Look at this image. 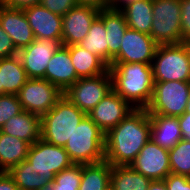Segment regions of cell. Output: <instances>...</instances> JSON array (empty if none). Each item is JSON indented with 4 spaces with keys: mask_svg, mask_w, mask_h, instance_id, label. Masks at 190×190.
<instances>
[{
    "mask_svg": "<svg viewBox=\"0 0 190 190\" xmlns=\"http://www.w3.org/2000/svg\"><path fill=\"white\" fill-rule=\"evenodd\" d=\"M151 124L146 109H134L105 134V160L111 166H128L150 140Z\"/></svg>",
    "mask_w": 190,
    "mask_h": 190,
    "instance_id": "obj_1",
    "label": "cell"
},
{
    "mask_svg": "<svg viewBox=\"0 0 190 190\" xmlns=\"http://www.w3.org/2000/svg\"><path fill=\"white\" fill-rule=\"evenodd\" d=\"M112 88L134 109H146L154 90L152 65L146 63H112L109 66Z\"/></svg>",
    "mask_w": 190,
    "mask_h": 190,
    "instance_id": "obj_2",
    "label": "cell"
},
{
    "mask_svg": "<svg viewBox=\"0 0 190 190\" xmlns=\"http://www.w3.org/2000/svg\"><path fill=\"white\" fill-rule=\"evenodd\" d=\"M86 115L63 95L54 107L41 116V139L64 147Z\"/></svg>",
    "mask_w": 190,
    "mask_h": 190,
    "instance_id": "obj_3",
    "label": "cell"
},
{
    "mask_svg": "<svg viewBox=\"0 0 190 190\" xmlns=\"http://www.w3.org/2000/svg\"><path fill=\"white\" fill-rule=\"evenodd\" d=\"M64 149L74 164L101 162L105 160V133L86 115Z\"/></svg>",
    "mask_w": 190,
    "mask_h": 190,
    "instance_id": "obj_4",
    "label": "cell"
},
{
    "mask_svg": "<svg viewBox=\"0 0 190 190\" xmlns=\"http://www.w3.org/2000/svg\"><path fill=\"white\" fill-rule=\"evenodd\" d=\"M152 72L154 82L190 81V56L186 44L158 45Z\"/></svg>",
    "mask_w": 190,
    "mask_h": 190,
    "instance_id": "obj_5",
    "label": "cell"
},
{
    "mask_svg": "<svg viewBox=\"0 0 190 190\" xmlns=\"http://www.w3.org/2000/svg\"><path fill=\"white\" fill-rule=\"evenodd\" d=\"M150 36L158 45L182 43L180 0H153Z\"/></svg>",
    "mask_w": 190,
    "mask_h": 190,
    "instance_id": "obj_6",
    "label": "cell"
},
{
    "mask_svg": "<svg viewBox=\"0 0 190 190\" xmlns=\"http://www.w3.org/2000/svg\"><path fill=\"white\" fill-rule=\"evenodd\" d=\"M189 92L190 81L154 82L153 96L146 110L148 114L182 116Z\"/></svg>",
    "mask_w": 190,
    "mask_h": 190,
    "instance_id": "obj_7",
    "label": "cell"
},
{
    "mask_svg": "<svg viewBox=\"0 0 190 190\" xmlns=\"http://www.w3.org/2000/svg\"><path fill=\"white\" fill-rule=\"evenodd\" d=\"M112 90V77L108 70L102 75L79 78L63 95L88 114Z\"/></svg>",
    "mask_w": 190,
    "mask_h": 190,
    "instance_id": "obj_8",
    "label": "cell"
},
{
    "mask_svg": "<svg viewBox=\"0 0 190 190\" xmlns=\"http://www.w3.org/2000/svg\"><path fill=\"white\" fill-rule=\"evenodd\" d=\"M62 96L63 92L46 79H28L17 94L23 110L40 117L54 107Z\"/></svg>",
    "mask_w": 190,
    "mask_h": 190,
    "instance_id": "obj_9",
    "label": "cell"
},
{
    "mask_svg": "<svg viewBox=\"0 0 190 190\" xmlns=\"http://www.w3.org/2000/svg\"><path fill=\"white\" fill-rule=\"evenodd\" d=\"M63 46L62 39H36L18 51V56L29 79H45L48 62Z\"/></svg>",
    "mask_w": 190,
    "mask_h": 190,
    "instance_id": "obj_10",
    "label": "cell"
},
{
    "mask_svg": "<svg viewBox=\"0 0 190 190\" xmlns=\"http://www.w3.org/2000/svg\"><path fill=\"white\" fill-rule=\"evenodd\" d=\"M158 44L145 33L127 28L122 38L119 53L112 63H146L152 65Z\"/></svg>",
    "mask_w": 190,
    "mask_h": 190,
    "instance_id": "obj_11",
    "label": "cell"
},
{
    "mask_svg": "<svg viewBox=\"0 0 190 190\" xmlns=\"http://www.w3.org/2000/svg\"><path fill=\"white\" fill-rule=\"evenodd\" d=\"M26 160L39 172L55 175L74 164L64 147L47 143L41 138L30 145Z\"/></svg>",
    "mask_w": 190,
    "mask_h": 190,
    "instance_id": "obj_12",
    "label": "cell"
},
{
    "mask_svg": "<svg viewBox=\"0 0 190 190\" xmlns=\"http://www.w3.org/2000/svg\"><path fill=\"white\" fill-rule=\"evenodd\" d=\"M130 166L152 181L164 180L171 173L169 150L155 144L150 139Z\"/></svg>",
    "mask_w": 190,
    "mask_h": 190,
    "instance_id": "obj_13",
    "label": "cell"
},
{
    "mask_svg": "<svg viewBox=\"0 0 190 190\" xmlns=\"http://www.w3.org/2000/svg\"><path fill=\"white\" fill-rule=\"evenodd\" d=\"M133 110L127 101L112 90L87 116L106 134Z\"/></svg>",
    "mask_w": 190,
    "mask_h": 190,
    "instance_id": "obj_14",
    "label": "cell"
},
{
    "mask_svg": "<svg viewBox=\"0 0 190 190\" xmlns=\"http://www.w3.org/2000/svg\"><path fill=\"white\" fill-rule=\"evenodd\" d=\"M100 10L84 5H77L62 16V43L63 46L80 43L90 30L94 19Z\"/></svg>",
    "mask_w": 190,
    "mask_h": 190,
    "instance_id": "obj_15",
    "label": "cell"
},
{
    "mask_svg": "<svg viewBox=\"0 0 190 190\" xmlns=\"http://www.w3.org/2000/svg\"><path fill=\"white\" fill-rule=\"evenodd\" d=\"M0 25L11 37L18 51L35 40L23 9L10 8L0 4Z\"/></svg>",
    "mask_w": 190,
    "mask_h": 190,
    "instance_id": "obj_16",
    "label": "cell"
},
{
    "mask_svg": "<svg viewBox=\"0 0 190 190\" xmlns=\"http://www.w3.org/2000/svg\"><path fill=\"white\" fill-rule=\"evenodd\" d=\"M36 39H61L62 16L52 13L41 4L23 9Z\"/></svg>",
    "mask_w": 190,
    "mask_h": 190,
    "instance_id": "obj_17",
    "label": "cell"
},
{
    "mask_svg": "<svg viewBox=\"0 0 190 190\" xmlns=\"http://www.w3.org/2000/svg\"><path fill=\"white\" fill-rule=\"evenodd\" d=\"M45 79L63 93L79 79L66 46L56 51L48 62Z\"/></svg>",
    "mask_w": 190,
    "mask_h": 190,
    "instance_id": "obj_18",
    "label": "cell"
},
{
    "mask_svg": "<svg viewBox=\"0 0 190 190\" xmlns=\"http://www.w3.org/2000/svg\"><path fill=\"white\" fill-rule=\"evenodd\" d=\"M0 131L32 145L41 138V117L23 110L8 119Z\"/></svg>",
    "mask_w": 190,
    "mask_h": 190,
    "instance_id": "obj_19",
    "label": "cell"
},
{
    "mask_svg": "<svg viewBox=\"0 0 190 190\" xmlns=\"http://www.w3.org/2000/svg\"><path fill=\"white\" fill-rule=\"evenodd\" d=\"M151 140L166 150L173 148L183 139L178 117L149 114Z\"/></svg>",
    "mask_w": 190,
    "mask_h": 190,
    "instance_id": "obj_20",
    "label": "cell"
},
{
    "mask_svg": "<svg viewBox=\"0 0 190 190\" xmlns=\"http://www.w3.org/2000/svg\"><path fill=\"white\" fill-rule=\"evenodd\" d=\"M104 22L106 40L109 47V66L119 53L122 38L128 28L124 14L121 11L102 9L98 15Z\"/></svg>",
    "mask_w": 190,
    "mask_h": 190,
    "instance_id": "obj_21",
    "label": "cell"
},
{
    "mask_svg": "<svg viewBox=\"0 0 190 190\" xmlns=\"http://www.w3.org/2000/svg\"><path fill=\"white\" fill-rule=\"evenodd\" d=\"M66 47L70 51L71 61L78 78L102 75L109 70V66L99 56L78 44Z\"/></svg>",
    "mask_w": 190,
    "mask_h": 190,
    "instance_id": "obj_22",
    "label": "cell"
},
{
    "mask_svg": "<svg viewBox=\"0 0 190 190\" xmlns=\"http://www.w3.org/2000/svg\"><path fill=\"white\" fill-rule=\"evenodd\" d=\"M0 79L3 95H17L29 79L18 55L0 59Z\"/></svg>",
    "mask_w": 190,
    "mask_h": 190,
    "instance_id": "obj_23",
    "label": "cell"
},
{
    "mask_svg": "<svg viewBox=\"0 0 190 190\" xmlns=\"http://www.w3.org/2000/svg\"><path fill=\"white\" fill-rule=\"evenodd\" d=\"M8 173L20 190H38L54 180V173H41L33 165L23 160L11 168Z\"/></svg>",
    "mask_w": 190,
    "mask_h": 190,
    "instance_id": "obj_24",
    "label": "cell"
},
{
    "mask_svg": "<svg viewBox=\"0 0 190 190\" xmlns=\"http://www.w3.org/2000/svg\"><path fill=\"white\" fill-rule=\"evenodd\" d=\"M30 144L0 131V171L11 168L27 159Z\"/></svg>",
    "mask_w": 190,
    "mask_h": 190,
    "instance_id": "obj_25",
    "label": "cell"
},
{
    "mask_svg": "<svg viewBox=\"0 0 190 190\" xmlns=\"http://www.w3.org/2000/svg\"><path fill=\"white\" fill-rule=\"evenodd\" d=\"M128 28L150 35L153 21V0H136L124 7Z\"/></svg>",
    "mask_w": 190,
    "mask_h": 190,
    "instance_id": "obj_26",
    "label": "cell"
},
{
    "mask_svg": "<svg viewBox=\"0 0 190 190\" xmlns=\"http://www.w3.org/2000/svg\"><path fill=\"white\" fill-rule=\"evenodd\" d=\"M152 180L136 172L130 165L112 166L110 184L114 190H148Z\"/></svg>",
    "mask_w": 190,
    "mask_h": 190,
    "instance_id": "obj_27",
    "label": "cell"
},
{
    "mask_svg": "<svg viewBox=\"0 0 190 190\" xmlns=\"http://www.w3.org/2000/svg\"><path fill=\"white\" fill-rule=\"evenodd\" d=\"M111 171L112 166L106 160L82 164L81 183L78 190H104L110 184Z\"/></svg>",
    "mask_w": 190,
    "mask_h": 190,
    "instance_id": "obj_28",
    "label": "cell"
},
{
    "mask_svg": "<svg viewBox=\"0 0 190 190\" xmlns=\"http://www.w3.org/2000/svg\"><path fill=\"white\" fill-rule=\"evenodd\" d=\"M89 52L99 56L109 66V47L103 20L97 16L85 38L78 43Z\"/></svg>",
    "mask_w": 190,
    "mask_h": 190,
    "instance_id": "obj_29",
    "label": "cell"
},
{
    "mask_svg": "<svg viewBox=\"0 0 190 190\" xmlns=\"http://www.w3.org/2000/svg\"><path fill=\"white\" fill-rule=\"evenodd\" d=\"M171 173L190 177V140L181 139L169 150Z\"/></svg>",
    "mask_w": 190,
    "mask_h": 190,
    "instance_id": "obj_30",
    "label": "cell"
},
{
    "mask_svg": "<svg viewBox=\"0 0 190 190\" xmlns=\"http://www.w3.org/2000/svg\"><path fill=\"white\" fill-rule=\"evenodd\" d=\"M82 164H73L55 175L52 190H78L81 183Z\"/></svg>",
    "mask_w": 190,
    "mask_h": 190,
    "instance_id": "obj_31",
    "label": "cell"
},
{
    "mask_svg": "<svg viewBox=\"0 0 190 190\" xmlns=\"http://www.w3.org/2000/svg\"><path fill=\"white\" fill-rule=\"evenodd\" d=\"M23 111L17 95H0V129L11 117Z\"/></svg>",
    "mask_w": 190,
    "mask_h": 190,
    "instance_id": "obj_32",
    "label": "cell"
},
{
    "mask_svg": "<svg viewBox=\"0 0 190 190\" xmlns=\"http://www.w3.org/2000/svg\"><path fill=\"white\" fill-rule=\"evenodd\" d=\"M40 4L52 13L61 16L78 5L77 0H42Z\"/></svg>",
    "mask_w": 190,
    "mask_h": 190,
    "instance_id": "obj_33",
    "label": "cell"
},
{
    "mask_svg": "<svg viewBox=\"0 0 190 190\" xmlns=\"http://www.w3.org/2000/svg\"><path fill=\"white\" fill-rule=\"evenodd\" d=\"M182 43L190 41V0H180Z\"/></svg>",
    "mask_w": 190,
    "mask_h": 190,
    "instance_id": "obj_34",
    "label": "cell"
},
{
    "mask_svg": "<svg viewBox=\"0 0 190 190\" xmlns=\"http://www.w3.org/2000/svg\"><path fill=\"white\" fill-rule=\"evenodd\" d=\"M167 190H190V177L170 173L165 179Z\"/></svg>",
    "mask_w": 190,
    "mask_h": 190,
    "instance_id": "obj_35",
    "label": "cell"
},
{
    "mask_svg": "<svg viewBox=\"0 0 190 190\" xmlns=\"http://www.w3.org/2000/svg\"><path fill=\"white\" fill-rule=\"evenodd\" d=\"M18 54L11 37L3 30L0 25V59L11 57Z\"/></svg>",
    "mask_w": 190,
    "mask_h": 190,
    "instance_id": "obj_36",
    "label": "cell"
},
{
    "mask_svg": "<svg viewBox=\"0 0 190 190\" xmlns=\"http://www.w3.org/2000/svg\"><path fill=\"white\" fill-rule=\"evenodd\" d=\"M42 0H3L2 5L10 8L24 9L29 6L38 5Z\"/></svg>",
    "mask_w": 190,
    "mask_h": 190,
    "instance_id": "obj_37",
    "label": "cell"
},
{
    "mask_svg": "<svg viewBox=\"0 0 190 190\" xmlns=\"http://www.w3.org/2000/svg\"><path fill=\"white\" fill-rule=\"evenodd\" d=\"M0 190H20V189L8 172L0 171Z\"/></svg>",
    "mask_w": 190,
    "mask_h": 190,
    "instance_id": "obj_38",
    "label": "cell"
},
{
    "mask_svg": "<svg viewBox=\"0 0 190 190\" xmlns=\"http://www.w3.org/2000/svg\"><path fill=\"white\" fill-rule=\"evenodd\" d=\"M178 122L183 139L190 140V113L184 112L182 116L178 117Z\"/></svg>",
    "mask_w": 190,
    "mask_h": 190,
    "instance_id": "obj_39",
    "label": "cell"
},
{
    "mask_svg": "<svg viewBox=\"0 0 190 190\" xmlns=\"http://www.w3.org/2000/svg\"><path fill=\"white\" fill-rule=\"evenodd\" d=\"M110 0H77L78 5L91 6L98 10L108 9Z\"/></svg>",
    "mask_w": 190,
    "mask_h": 190,
    "instance_id": "obj_40",
    "label": "cell"
},
{
    "mask_svg": "<svg viewBox=\"0 0 190 190\" xmlns=\"http://www.w3.org/2000/svg\"><path fill=\"white\" fill-rule=\"evenodd\" d=\"M136 0H110L109 8L116 11H121L124 7L133 3Z\"/></svg>",
    "mask_w": 190,
    "mask_h": 190,
    "instance_id": "obj_41",
    "label": "cell"
},
{
    "mask_svg": "<svg viewBox=\"0 0 190 190\" xmlns=\"http://www.w3.org/2000/svg\"><path fill=\"white\" fill-rule=\"evenodd\" d=\"M148 190H167L164 180H153L148 187Z\"/></svg>",
    "mask_w": 190,
    "mask_h": 190,
    "instance_id": "obj_42",
    "label": "cell"
},
{
    "mask_svg": "<svg viewBox=\"0 0 190 190\" xmlns=\"http://www.w3.org/2000/svg\"><path fill=\"white\" fill-rule=\"evenodd\" d=\"M38 190H52V182L45 185L44 187H42L41 189Z\"/></svg>",
    "mask_w": 190,
    "mask_h": 190,
    "instance_id": "obj_43",
    "label": "cell"
},
{
    "mask_svg": "<svg viewBox=\"0 0 190 190\" xmlns=\"http://www.w3.org/2000/svg\"><path fill=\"white\" fill-rule=\"evenodd\" d=\"M185 112L190 113V92H189V98H188V101H187Z\"/></svg>",
    "mask_w": 190,
    "mask_h": 190,
    "instance_id": "obj_44",
    "label": "cell"
},
{
    "mask_svg": "<svg viewBox=\"0 0 190 190\" xmlns=\"http://www.w3.org/2000/svg\"><path fill=\"white\" fill-rule=\"evenodd\" d=\"M104 190H114V188L111 184H109L108 186L104 188Z\"/></svg>",
    "mask_w": 190,
    "mask_h": 190,
    "instance_id": "obj_45",
    "label": "cell"
},
{
    "mask_svg": "<svg viewBox=\"0 0 190 190\" xmlns=\"http://www.w3.org/2000/svg\"><path fill=\"white\" fill-rule=\"evenodd\" d=\"M185 44H186V46H187V49H188V51H189V56H190V41H189V42H186Z\"/></svg>",
    "mask_w": 190,
    "mask_h": 190,
    "instance_id": "obj_46",
    "label": "cell"
},
{
    "mask_svg": "<svg viewBox=\"0 0 190 190\" xmlns=\"http://www.w3.org/2000/svg\"><path fill=\"white\" fill-rule=\"evenodd\" d=\"M0 95H3V86H1V79H0Z\"/></svg>",
    "mask_w": 190,
    "mask_h": 190,
    "instance_id": "obj_47",
    "label": "cell"
}]
</instances>
